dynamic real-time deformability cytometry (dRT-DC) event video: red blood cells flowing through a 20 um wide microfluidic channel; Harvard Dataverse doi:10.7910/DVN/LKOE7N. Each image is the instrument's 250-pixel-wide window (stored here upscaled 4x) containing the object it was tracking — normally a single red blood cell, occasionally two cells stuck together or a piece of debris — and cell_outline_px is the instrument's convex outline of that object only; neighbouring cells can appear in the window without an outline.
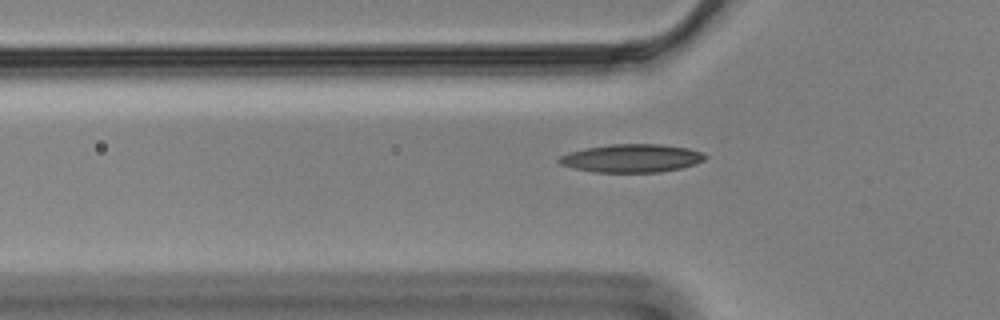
{"species": "Egyptian fruit bat (a non-hibernating species)", "species_latin": "Rousettus aegyptiacus", "temperature_condition": "cold", "stored_images_in_passage": 37, "camera_frame_rate_fps": 3000, "um_per_image_px": 0.085, "animal": {"sex": "male"}, "frame": {"image": 1, "passage_image": 5, "time_ms": 1.333, "image_size_px": [1000, 320], "cell_outline_px": [[708, 156], [704, 160], [696, 164], [680, 168], [660, 172], [592, 172], [572, 168], [560, 164], [556, 160], [560, 156], [568, 152], [588, 148], [612, 144], [660, 144], [688, 148], [700, 152]], "centroid_in_image_um": [53.67, 13.45], "position_along_channel_um": 72.1, "area_um2": 23.99}}
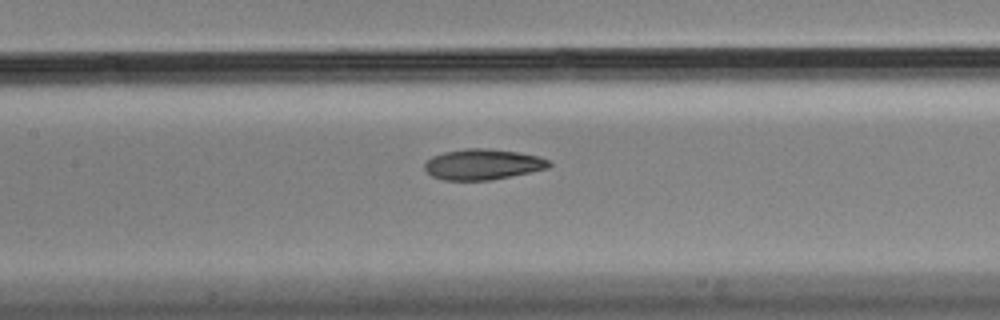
{"frame": {"image": 2, "passage_image": 13, "time_ms": 4.0, "image_size_px": [1000, 320], "cell_outline_px": [[552, 164], [548, 168], [492, 180], [444, 180], [432, 176], [424, 168], [424, 164], [432, 156], [444, 152], [464, 148], [488, 148], [520, 152], [540, 156], [548, 160]], "centroid_in_image_um": [41.04, 13.96], "position_along_channel_um": 166.4, "area_um2": 22.31}}
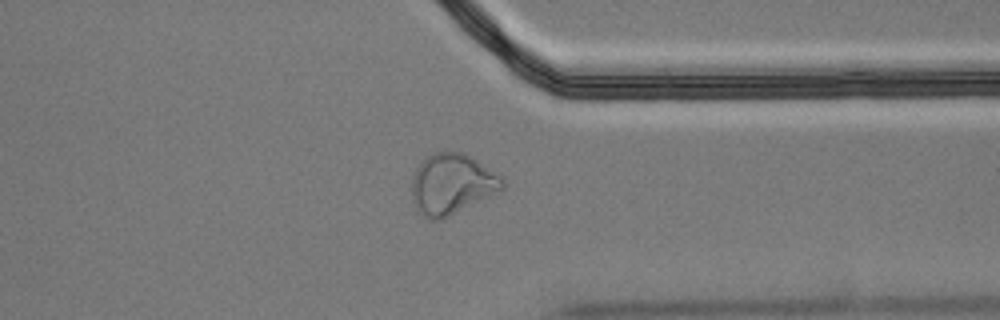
{"frame": {"image": 3, "passage_image": 31, "time_ms": 10.0, "image_size_px": [1000, 320], "cell_outline_px": [[504, 188], [440, 220], [428, 220], [416, 212], [412, 200], [412, 176], [416, 168], [428, 156], [436, 152], [464, 152], [472, 156], [504, 176]], "centroid_in_image_um": [38.4, 15.64], "position_along_channel_um": 373.0, "area_um2": 32.14}, "authors_computed_cell_mechanics": {"area_um2": 22.7732, "velocity_mm_per_s": 3.4904, "shape_relaxation_time_tau1_ms": null, "shape_relaxation_time_tau2_ms": 5.1896, "deformation_change_tau1": null, "deformation_change_tau2": 0.1213}}